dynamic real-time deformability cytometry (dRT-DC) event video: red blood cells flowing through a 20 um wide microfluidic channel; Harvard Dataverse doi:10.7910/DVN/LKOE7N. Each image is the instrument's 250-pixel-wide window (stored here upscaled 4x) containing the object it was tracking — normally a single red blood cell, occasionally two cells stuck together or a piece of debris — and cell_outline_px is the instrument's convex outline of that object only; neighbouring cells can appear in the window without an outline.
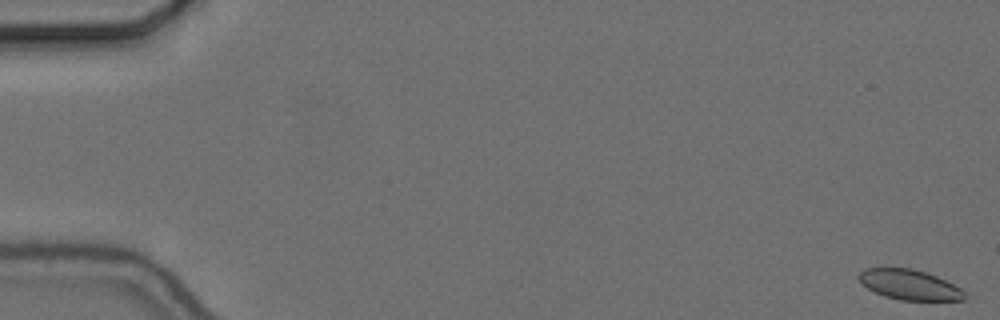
{"species": "common noctule bat (a hibernating species)", "species_latin": "Nyctalus noctula", "temperature_condition": "cold", "stored_images_in_passage": 24, "camera_frame_rate_fps": 3000, "um_per_image_px": 0.085, "animal": {"sex": "female", "body_mass_g": 24.6, "forearm_length_mm": 56.2}, "frame": {"image": 1, "passage_image": 1, "time_ms": 0.0, "image_size_px": [1000, 320], "cell_outline_px": [[968, 296], [964, 300], [900, 300], [884, 296], [868, 288], [856, 276], [864, 268], [912, 268], [936, 276], [960, 288]], "centroid_in_image_um": [77.3, 24.2], "position_along_channel_um": 7.7, "area_um2": 18.38}}
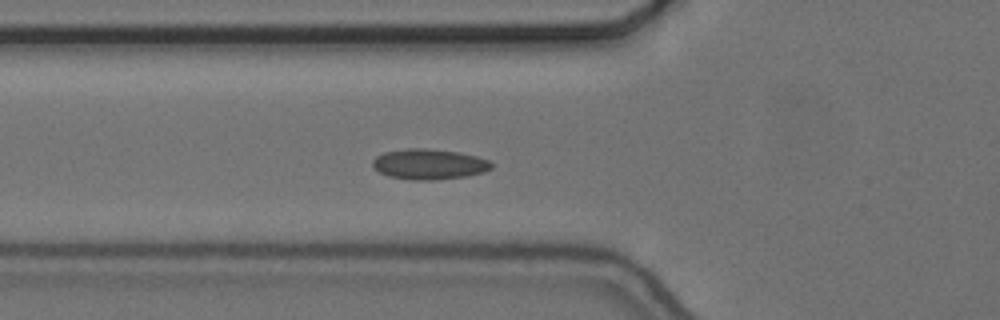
{"frame": {"image": 2, "passage_image": 21, "time_ms": 6.667, "image_size_px": [1000, 320], "cell_outline_px": [[492, 168], [484, 172], [464, 176], [436, 180], [412, 180], [388, 176], [372, 168], [372, 160], [376, 156], [384, 152], [408, 148], [424, 148], [456, 152], [476, 156], [488, 160], [492, 164]], "centroid_in_image_um": [36.43, 13.96], "position_along_channel_um": 89.4, "area_um2": 21.04}}
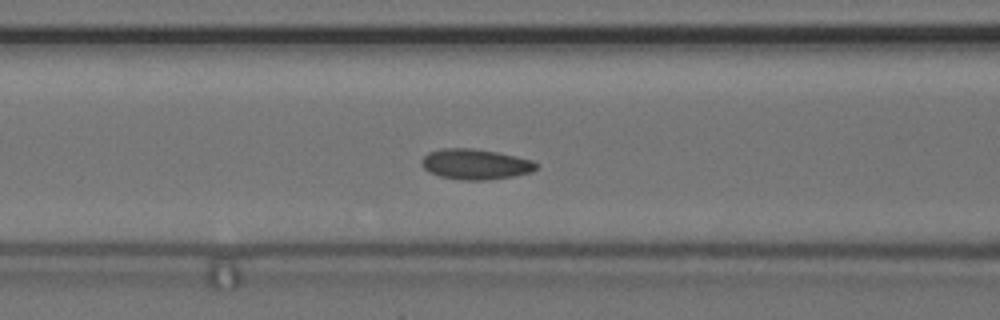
{"frame": {"image": 3, "passage_image": 24, "time_ms": 7.667, "image_size_px": [1000, 320], "cell_outline_px": [[540, 164], [532, 172], [512, 176], [484, 180], [464, 180], [440, 176], [428, 172], [424, 168], [424, 156], [428, 152], [444, 148], [472, 148], [496, 152], [516, 156], [532, 160]], "centroid_in_image_um": [40.44, 13.95], "position_along_channel_um": 126.2, "area_um2": 20.11}}